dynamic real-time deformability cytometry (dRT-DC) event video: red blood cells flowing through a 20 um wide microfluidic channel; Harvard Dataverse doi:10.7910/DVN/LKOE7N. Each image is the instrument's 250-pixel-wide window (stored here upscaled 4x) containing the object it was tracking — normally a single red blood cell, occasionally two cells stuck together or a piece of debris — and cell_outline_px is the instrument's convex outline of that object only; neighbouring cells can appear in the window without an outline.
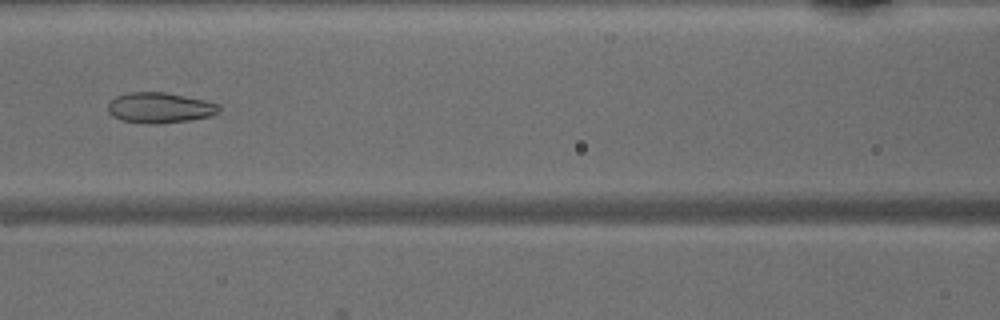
{"species": "common noctule bat (a hibernating species)", "species_latin": "Nyctalus noctula", "temperature_condition": "warm", "stored_images_in_passage": 47, "camera_frame_rate_fps": 3000, "um_per_image_px": 0.085, "animal": {"sex": "male", "body_mass_g": 15.6}, "frame": {"image": 1, "passage_image": 21, "time_ms": 6.667, "image_size_px": [1000, 320], "cell_outline_px": [[220, 112], [212, 116], [192, 120], [160, 124], [152, 124], [120, 120], [112, 116], [108, 112], [108, 104], [116, 96], [128, 92], [164, 92], [204, 100], [220, 104]], "centroid_in_image_um": [13.6, 9.17], "position_along_channel_um": 153.0, "area_um2": 19.94}}
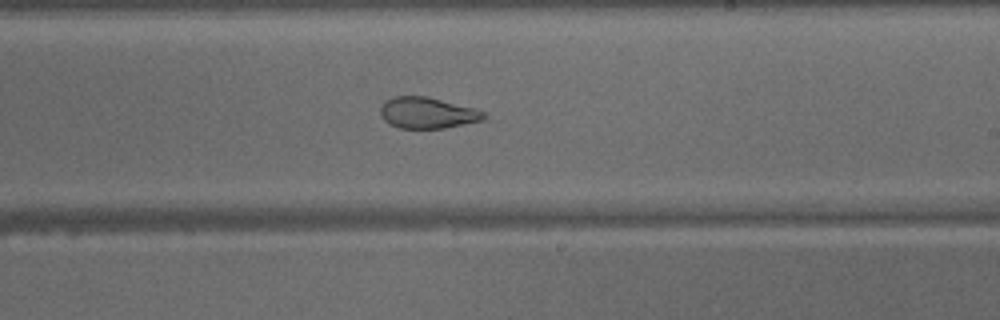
{"frame": {"image": 2, "passage_image": 28, "time_ms": 9.0, "image_size_px": [1000, 320], "cell_outline_px": [[488, 116], [484, 120], [444, 128], [400, 128], [388, 124], [380, 116], [380, 108], [384, 100], [392, 96], [424, 96], [472, 108], [484, 112]], "centroid_in_image_um": [36.27, 9.6], "position_along_channel_um": 252.7, "area_um2": 18.73}}
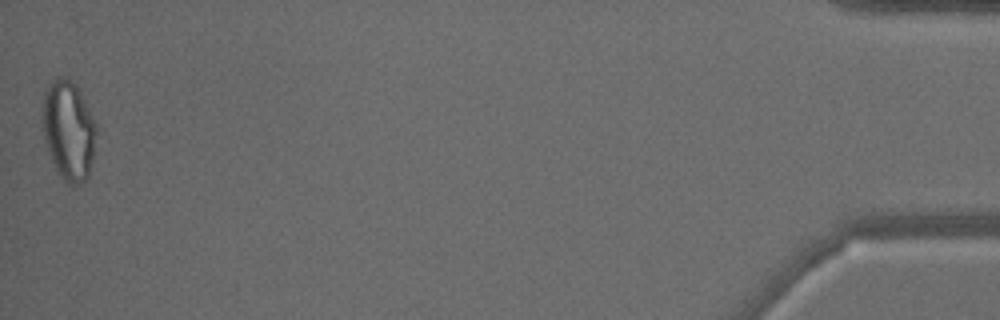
{"frame": {"image": 3, "passage_image": 47, "time_ms": 15.333, "image_size_px": [1000, 320], "cell_outline_px": [[96, 132], [92, 156], [88, 176], [84, 180], [76, 184], [68, 184], [56, 172], [48, 152], [44, 140], [44, 92], [48, 84], [52, 80], [60, 76], [68, 76], [76, 84], [96, 124]], "centroid_in_image_um": [5.82, 11.05], "position_along_channel_um": 429.4, "area_um2": 30.81}}